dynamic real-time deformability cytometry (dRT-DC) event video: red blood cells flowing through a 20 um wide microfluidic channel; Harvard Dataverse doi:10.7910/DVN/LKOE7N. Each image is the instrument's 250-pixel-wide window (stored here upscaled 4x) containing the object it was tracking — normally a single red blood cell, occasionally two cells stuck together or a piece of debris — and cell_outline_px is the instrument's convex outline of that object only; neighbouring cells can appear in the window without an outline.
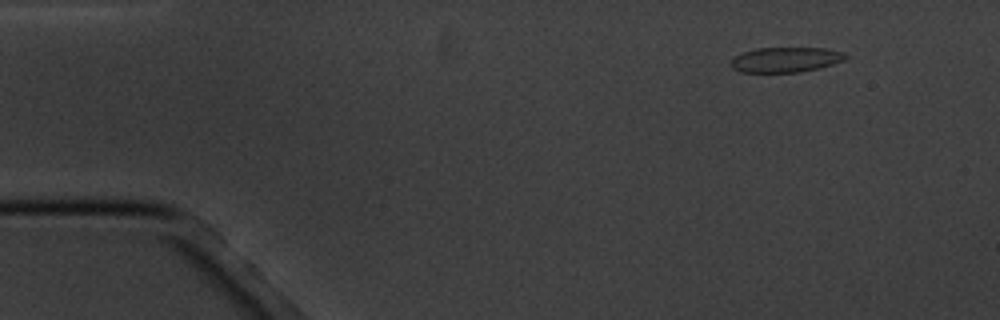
{"species": "common noctule bat (a hibernating species)", "species_latin": "Nyctalus noctula", "temperature_condition": "cold", "stored_images_in_passage": 7, "camera_frame_rate_fps": 3000, "um_per_image_px": 0.085, "animal": {"sex": "male", "body_mass_g": 20.1, "forearm_length_mm": 53.5}, "frame": {"image": 1, "passage_image": 2, "time_ms": 1.333, "image_size_px": [1000, 320], "cell_outline_px": [[848, 56], [844, 60], [820, 68], [800, 72], [740, 72], [732, 68], [732, 60], [740, 52], [756, 48], [828, 48], [844, 52]], "centroid_in_image_um": [66.8, 5.06], "position_along_channel_um": 18.2, "area_um2": 16.82}}
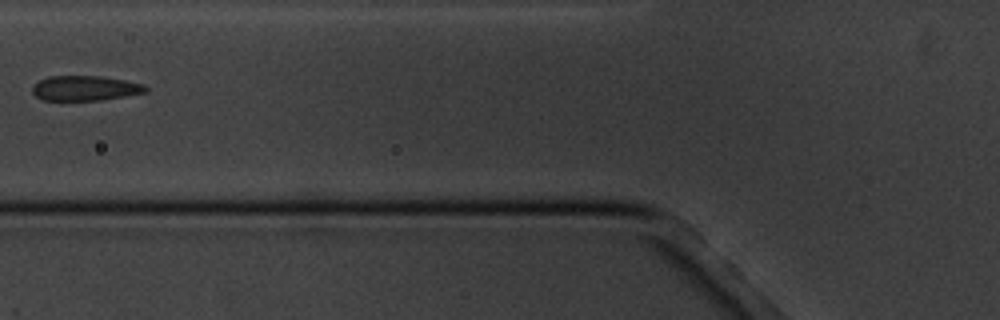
{"frame": {"image": 2, "passage_image": 6, "time_ms": 6.667, "image_size_px": [1000, 320], "cell_outline_px": [[148, 88], [144, 92], [124, 96], [100, 100], [44, 100], [36, 96], [32, 92], [32, 84], [48, 76], [100, 76], [124, 80], [144, 84]], "centroid_in_image_um": [7.19, 7.49], "position_along_channel_um": 118.6, "area_um2": 16.36}}
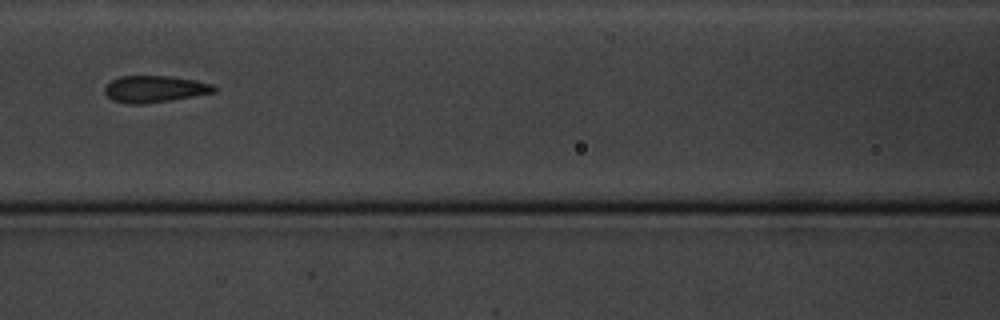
{"frame": {"image": 3, "passage_image": 7, "time_ms": 7.667, "image_size_px": [1000, 320], "cell_outline_px": [[216, 92], [144, 104], [128, 104], [112, 100], [104, 92], [104, 88], [112, 80], [120, 76], [172, 76], [196, 80], [212, 84], [216, 88]], "centroid_in_image_um": [13.14, 7.56], "position_along_channel_um": 153.5, "area_um2": 16.94}}